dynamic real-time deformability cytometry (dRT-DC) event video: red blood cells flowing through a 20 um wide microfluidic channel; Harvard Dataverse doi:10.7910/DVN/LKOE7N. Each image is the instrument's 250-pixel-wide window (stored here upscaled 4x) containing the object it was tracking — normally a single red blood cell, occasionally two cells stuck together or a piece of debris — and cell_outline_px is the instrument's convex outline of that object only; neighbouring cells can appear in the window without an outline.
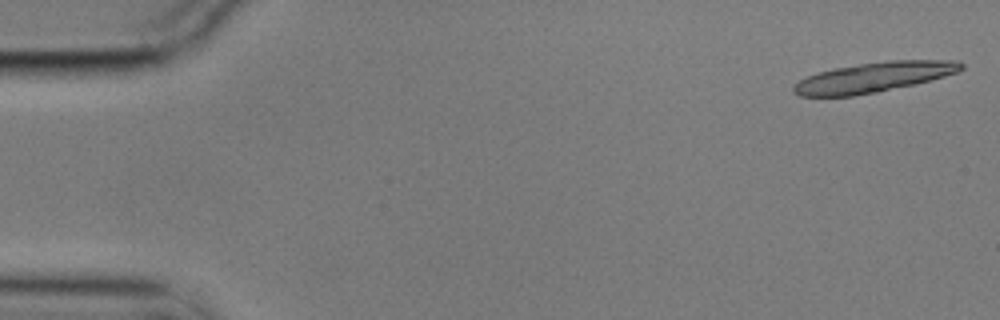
{"species": "common noctule bat (a hibernating species)", "species_latin": "Nyctalus noctula", "temperature_condition": "cold", "stored_images_in_passage": 18, "camera_frame_rate_fps": 3000, "um_per_image_px": 0.085, "animal": {"sex": "male", "body_mass_g": 17.9}, "frame": {"image": 1, "passage_image": 1, "time_ms": 0.0, "image_size_px": [1000, 320], "cell_outline_px": [[964, 68], [956, 72], [944, 76], [912, 84], [876, 92], [852, 96], [800, 96], [792, 92], [792, 88], [800, 80], [808, 76], [820, 72], [836, 68], [860, 64], [888, 60], [960, 60], [964, 64]], "centroid_in_image_um": [74.28, 6.56], "position_along_channel_um": 10.7, "area_um2": 28.78}}